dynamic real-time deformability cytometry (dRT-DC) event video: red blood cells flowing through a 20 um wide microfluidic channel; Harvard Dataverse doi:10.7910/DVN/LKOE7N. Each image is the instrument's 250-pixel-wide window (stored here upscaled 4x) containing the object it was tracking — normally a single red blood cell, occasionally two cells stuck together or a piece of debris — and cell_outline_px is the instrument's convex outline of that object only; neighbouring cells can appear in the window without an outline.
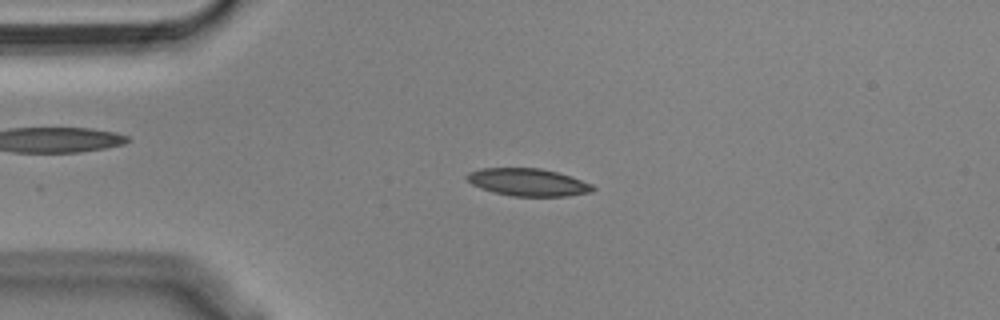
{"species": "Egyptian fruit bat (a non-hibernating species)", "species_latin": "Rousettus aegyptiacus", "temperature_condition": "cold", "stored_images_in_passage": 54, "camera_frame_rate_fps": 3000, "um_per_image_px": 0.085, "animal": {"sex": "male"}, "frame": {"image": 1, "passage_image": 12, "time_ms": 3.667, "image_size_px": [1000, 320], "cell_outline_px": [[596, 188], [592, 192], [568, 196], [512, 196], [492, 192], [480, 188], [472, 184], [464, 176], [468, 172], [480, 168], [540, 168], [556, 172], [592, 184]], "centroid_in_image_um": [44.84, 15.49], "position_along_channel_um": 40.2, "area_um2": 20.17}}
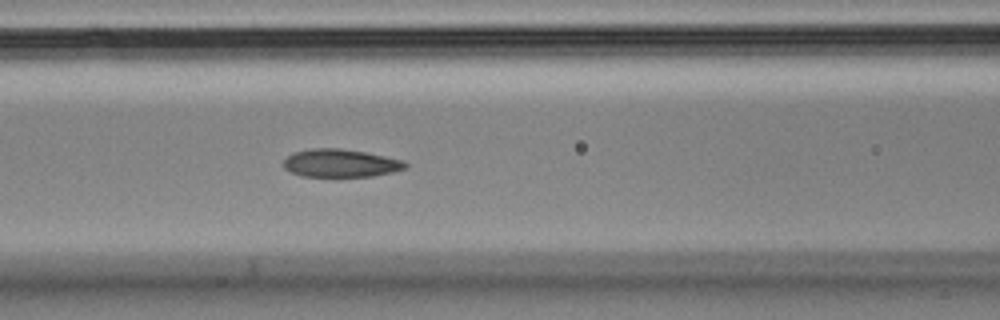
{"frame": {"image": 2, "passage_image": 22, "time_ms": 7.0, "image_size_px": [1000, 320], "cell_outline_px": [[408, 164], [404, 168], [392, 172], [372, 176], [300, 176], [284, 168], [284, 160], [288, 156], [296, 152], [312, 148], [340, 148], [364, 152], [404, 160]], "centroid_in_image_um": [28.95, 13.86], "position_along_channel_um": 137.7, "area_um2": 19.59}}
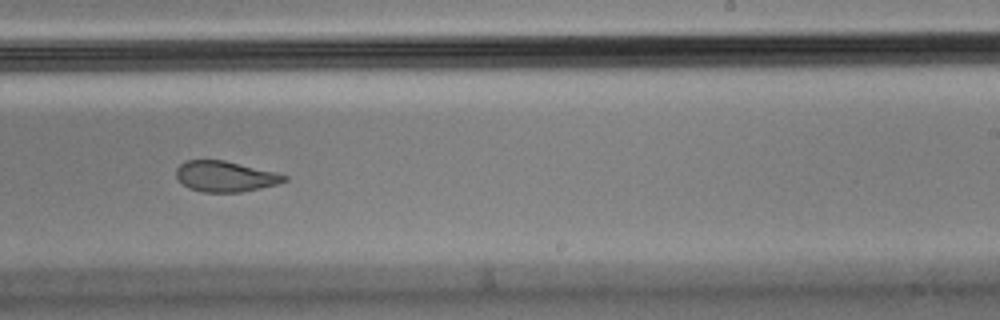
{"frame": {"image": 3, "passage_image": 33, "time_ms": 10.667, "image_size_px": [1000, 320], "cell_outline_px": [[288, 180], [276, 184], [240, 192], [200, 192], [188, 188], [176, 176], [176, 168], [180, 164], [188, 160], [224, 160], [276, 172], [288, 176]], "centroid_in_image_um": [19.14, 14.99], "position_along_channel_um": 269.9, "area_um2": 19.19}, "authors_computed_cell_mechanics": {"area_um2": 20.519, "velocity_mm_per_s": 3.6082, "shape_relaxation_time_tau1_ms": 9.3663, "shape_relaxation_time_tau2_ms": 2.8299, "deformation_change_tau1": 0.2056, "deformation_change_tau2": 0.0885}}